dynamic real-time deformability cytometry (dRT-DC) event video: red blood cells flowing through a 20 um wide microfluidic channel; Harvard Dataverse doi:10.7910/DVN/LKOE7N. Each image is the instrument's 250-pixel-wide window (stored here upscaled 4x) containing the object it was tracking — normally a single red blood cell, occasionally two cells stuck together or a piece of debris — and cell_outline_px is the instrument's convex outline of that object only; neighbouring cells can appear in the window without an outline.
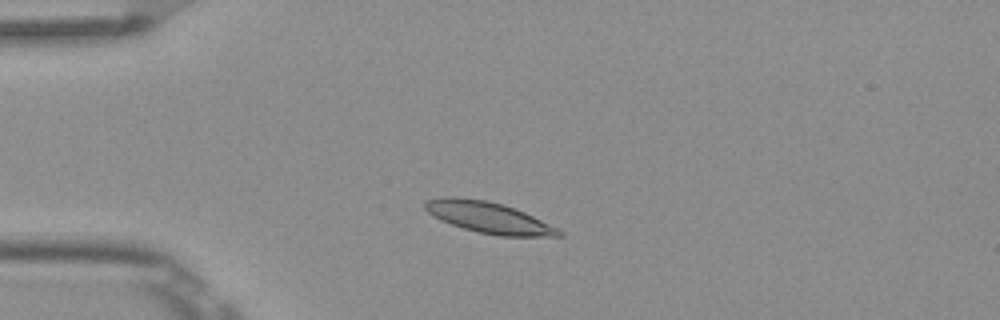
{"species": "Egyptian fruit bat (a non-hibernating species)", "species_latin": "Rousettus aegyptiacus", "temperature_condition": "room temperature", "stored_images_in_passage": 7, "camera_frame_rate_fps": 3000, "um_per_image_px": 0.085, "frame": {"image": 1, "passage_image": 2, "time_ms": 0.333, "image_size_px": [1000, 320], "cell_outline_px": [[564, 236], [500, 236], [480, 232], [464, 228], [440, 220], [432, 216], [424, 208], [424, 200], [440, 196], [452, 196], [488, 200], [504, 204], [516, 208], [564, 232]], "centroid_in_image_um": [41.47, 18.46], "position_along_channel_um": 43.5, "area_um2": 24.33}}
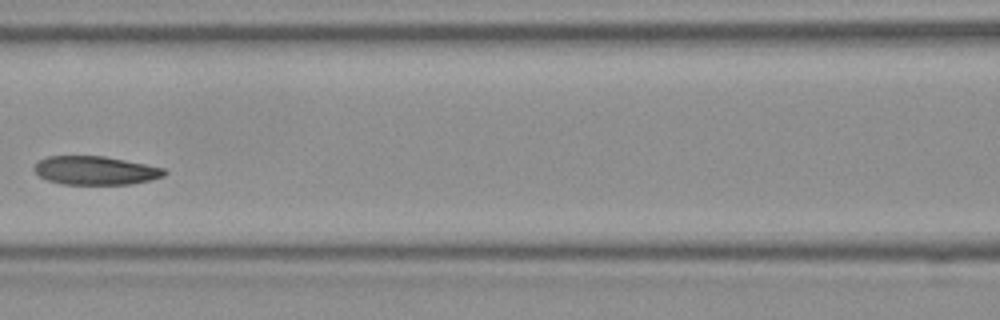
{"frame": {"image": 2, "passage_image": 5, "time_ms": 1.333, "image_size_px": [1000, 320], "cell_outline_px": [[168, 172], [164, 176], [148, 180], [128, 184], [64, 184], [48, 180], [40, 176], [32, 168], [40, 160], [48, 156], [104, 156], [164, 168]], "centroid_in_image_um": [8.1, 14.49], "position_along_channel_um": 158.5, "area_um2": 21.39}}
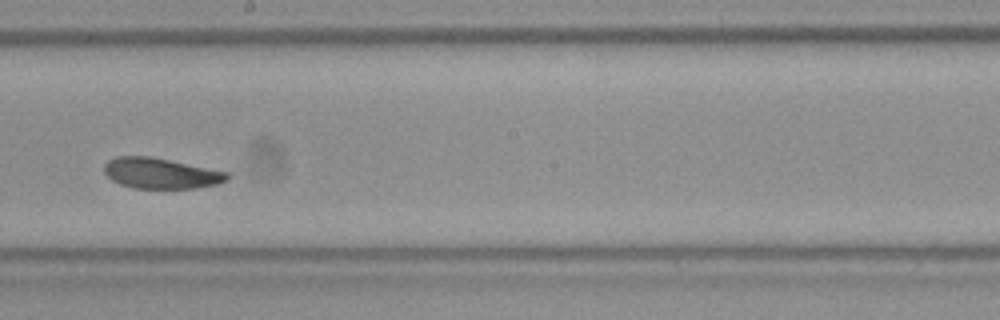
{"frame": {"image": 3, "passage_image": 7, "time_ms": 2.0, "image_size_px": [1000, 320], "cell_outline_px": [[232, 176], [228, 180], [216, 184], [196, 188], [136, 188], [120, 184], [112, 180], [104, 172], [104, 164], [108, 160], [116, 156], [148, 156], [228, 172]], "centroid_in_image_um": [13.67, 14.73], "position_along_channel_um": 234.5, "area_um2": 21.79}}